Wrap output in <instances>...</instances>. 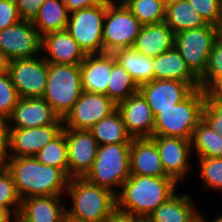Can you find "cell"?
Here are the masks:
<instances>
[{"label": "cell", "instance_id": "53", "mask_svg": "<svg viewBox=\"0 0 222 222\" xmlns=\"http://www.w3.org/2000/svg\"><path fill=\"white\" fill-rule=\"evenodd\" d=\"M63 222H75V221H72L70 219H68L67 217L63 220Z\"/></svg>", "mask_w": 222, "mask_h": 222}, {"label": "cell", "instance_id": "5", "mask_svg": "<svg viewBox=\"0 0 222 222\" xmlns=\"http://www.w3.org/2000/svg\"><path fill=\"white\" fill-rule=\"evenodd\" d=\"M130 146L131 143L100 145L92 167L84 178L117 194L114 187H122L131 175Z\"/></svg>", "mask_w": 222, "mask_h": 222}, {"label": "cell", "instance_id": "37", "mask_svg": "<svg viewBox=\"0 0 222 222\" xmlns=\"http://www.w3.org/2000/svg\"><path fill=\"white\" fill-rule=\"evenodd\" d=\"M19 96L8 72L0 74V115L8 119Z\"/></svg>", "mask_w": 222, "mask_h": 222}, {"label": "cell", "instance_id": "42", "mask_svg": "<svg viewBox=\"0 0 222 222\" xmlns=\"http://www.w3.org/2000/svg\"><path fill=\"white\" fill-rule=\"evenodd\" d=\"M8 139V120L0 115V167H5L6 160L9 158Z\"/></svg>", "mask_w": 222, "mask_h": 222}, {"label": "cell", "instance_id": "51", "mask_svg": "<svg viewBox=\"0 0 222 222\" xmlns=\"http://www.w3.org/2000/svg\"><path fill=\"white\" fill-rule=\"evenodd\" d=\"M199 222H207V221L204 220L203 217H201L200 214H199ZM212 222H222V215L219 216L218 218H215L214 221L212 220Z\"/></svg>", "mask_w": 222, "mask_h": 222}, {"label": "cell", "instance_id": "22", "mask_svg": "<svg viewBox=\"0 0 222 222\" xmlns=\"http://www.w3.org/2000/svg\"><path fill=\"white\" fill-rule=\"evenodd\" d=\"M129 163L131 174L152 177L167 176L157 146L151 138H133Z\"/></svg>", "mask_w": 222, "mask_h": 222}, {"label": "cell", "instance_id": "32", "mask_svg": "<svg viewBox=\"0 0 222 222\" xmlns=\"http://www.w3.org/2000/svg\"><path fill=\"white\" fill-rule=\"evenodd\" d=\"M34 157L43 165L60 168L68 175V155L65 131L63 130Z\"/></svg>", "mask_w": 222, "mask_h": 222}, {"label": "cell", "instance_id": "46", "mask_svg": "<svg viewBox=\"0 0 222 222\" xmlns=\"http://www.w3.org/2000/svg\"><path fill=\"white\" fill-rule=\"evenodd\" d=\"M12 213L14 215V211L0 205V222H11L10 220L13 218Z\"/></svg>", "mask_w": 222, "mask_h": 222}, {"label": "cell", "instance_id": "10", "mask_svg": "<svg viewBox=\"0 0 222 222\" xmlns=\"http://www.w3.org/2000/svg\"><path fill=\"white\" fill-rule=\"evenodd\" d=\"M8 73L19 98L43 97L48 78V63L44 58L11 60Z\"/></svg>", "mask_w": 222, "mask_h": 222}, {"label": "cell", "instance_id": "45", "mask_svg": "<svg viewBox=\"0 0 222 222\" xmlns=\"http://www.w3.org/2000/svg\"><path fill=\"white\" fill-rule=\"evenodd\" d=\"M206 92L222 102V76Z\"/></svg>", "mask_w": 222, "mask_h": 222}, {"label": "cell", "instance_id": "12", "mask_svg": "<svg viewBox=\"0 0 222 222\" xmlns=\"http://www.w3.org/2000/svg\"><path fill=\"white\" fill-rule=\"evenodd\" d=\"M117 109L108 96L83 91L72 110L63 119V128L89 130Z\"/></svg>", "mask_w": 222, "mask_h": 222}, {"label": "cell", "instance_id": "7", "mask_svg": "<svg viewBox=\"0 0 222 222\" xmlns=\"http://www.w3.org/2000/svg\"><path fill=\"white\" fill-rule=\"evenodd\" d=\"M140 21L127 9L106 0L103 22V53L132 48L141 28Z\"/></svg>", "mask_w": 222, "mask_h": 222}, {"label": "cell", "instance_id": "20", "mask_svg": "<svg viewBox=\"0 0 222 222\" xmlns=\"http://www.w3.org/2000/svg\"><path fill=\"white\" fill-rule=\"evenodd\" d=\"M49 56L44 59L49 64H80L86 57L76 40L67 30L47 33L42 37V50Z\"/></svg>", "mask_w": 222, "mask_h": 222}, {"label": "cell", "instance_id": "38", "mask_svg": "<svg viewBox=\"0 0 222 222\" xmlns=\"http://www.w3.org/2000/svg\"><path fill=\"white\" fill-rule=\"evenodd\" d=\"M204 100L202 119L222 137V102L206 91H204Z\"/></svg>", "mask_w": 222, "mask_h": 222}, {"label": "cell", "instance_id": "14", "mask_svg": "<svg viewBox=\"0 0 222 222\" xmlns=\"http://www.w3.org/2000/svg\"><path fill=\"white\" fill-rule=\"evenodd\" d=\"M63 119L58 123L26 129H9V157L35 156L63 131Z\"/></svg>", "mask_w": 222, "mask_h": 222}, {"label": "cell", "instance_id": "28", "mask_svg": "<svg viewBox=\"0 0 222 222\" xmlns=\"http://www.w3.org/2000/svg\"><path fill=\"white\" fill-rule=\"evenodd\" d=\"M98 145L131 143L133 138L127 132L121 113L116 109L89 129Z\"/></svg>", "mask_w": 222, "mask_h": 222}, {"label": "cell", "instance_id": "15", "mask_svg": "<svg viewBox=\"0 0 222 222\" xmlns=\"http://www.w3.org/2000/svg\"><path fill=\"white\" fill-rule=\"evenodd\" d=\"M150 106L153 115L187 99L195 89L179 80H155L144 83L138 90Z\"/></svg>", "mask_w": 222, "mask_h": 222}, {"label": "cell", "instance_id": "29", "mask_svg": "<svg viewBox=\"0 0 222 222\" xmlns=\"http://www.w3.org/2000/svg\"><path fill=\"white\" fill-rule=\"evenodd\" d=\"M164 22L175 34L183 30L207 25L198 11L187 0L166 6Z\"/></svg>", "mask_w": 222, "mask_h": 222}, {"label": "cell", "instance_id": "35", "mask_svg": "<svg viewBox=\"0 0 222 222\" xmlns=\"http://www.w3.org/2000/svg\"><path fill=\"white\" fill-rule=\"evenodd\" d=\"M0 205L14 209V222H17V216L21 207V198L19 197L10 172L5 167H0ZM13 206H15L13 208ZM12 207V208H11Z\"/></svg>", "mask_w": 222, "mask_h": 222}, {"label": "cell", "instance_id": "44", "mask_svg": "<svg viewBox=\"0 0 222 222\" xmlns=\"http://www.w3.org/2000/svg\"><path fill=\"white\" fill-rule=\"evenodd\" d=\"M104 222H136V216L118 211L117 209Z\"/></svg>", "mask_w": 222, "mask_h": 222}, {"label": "cell", "instance_id": "50", "mask_svg": "<svg viewBox=\"0 0 222 222\" xmlns=\"http://www.w3.org/2000/svg\"><path fill=\"white\" fill-rule=\"evenodd\" d=\"M162 1H163L164 5L166 7V6H169L171 4H174V3H177V2H180V1H183V0H162Z\"/></svg>", "mask_w": 222, "mask_h": 222}, {"label": "cell", "instance_id": "47", "mask_svg": "<svg viewBox=\"0 0 222 222\" xmlns=\"http://www.w3.org/2000/svg\"><path fill=\"white\" fill-rule=\"evenodd\" d=\"M10 60L0 50V74L8 72Z\"/></svg>", "mask_w": 222, "mask_h": 222}, {"label": "cell", "instance_id": "33", "mask_svg": "<svg viewBox=\"0 0 222 222\" xmlns=\"http://www.w3.org/2000/svg\"><path fill=\"white\" fill-rule=\"evenodd\" d=\"M126 7L142 25L160 23L165 19L166 7L162 0H135Z\"/></svg>", "mask_w": 222, "mask_h": 222}, {"label": "cell", "instance_id": "16", "mask_svg": "<svg viewBox=\"0 0 222 222\" xmlns=\"http://www.w3.org/2000/svg\"><path fill=\"white\" fill-rule=\"evenodd\" d=\"M165 174L171 177L177 184L183 180L188 171V159L191 155V140L179 137H166L153 135Z\"/></svg>", "mask_w": 222, "mask_h": 222}, {"label": "cell", "instance_id": "6", "mask_svg": "<svg viewBox=\"0 0 222 222\" xmlns=\"http://www.w3.org/2000/svg\"><path fill=\"white\" fill-rule=\"evenodd\" d=\"M80 64H49L43 99L64 119L82 93Z\"/></svg>", "mask_w": 222, "mask_h": 222}, {"label": "cell", "instance_id": "27", "mask_svg": "<svg viewBox=\"0 0 222 222\" xmlns=\"http://www.w3.org/2000/svg\"><path fill=\"white\" fill-rule=\"evenodd\" d=\"M112 54L138 86L154 79L153 58L144 56L133 48L119 49Z\"/></svg>", "mask_w": 222, "mask_h": 222}, {"label": "cell", "instance_id": "21", "mask_svg": "<svg viewBox=\"0 0 222 222\" xmlns=\"http://www.w3.org/2000/svg\"><path fill=\"white\" fill-rule=\"evenodd\" d=\"M112 71V53L89 54L80 63L82 91L104 94Z\"/></svg>", "mask_w": 222, "mask_h": 222}, {"label": "cell", "instance_id": "30", "mask_svg": "<svg viewBox=\"0 0 222 222\" xmlns=\"http://www.w3.org/2000/svg\"><path fill=\"white\" fill-rule=\"evenodd\" d=\"M199 158H222V137L202 119L195 127L191 139Z\"/></svg>", "mask_w": 222, "mask_h": 222}, {"label": "cell", "instance_id": "3", "mask_svg": "<svg viewBox=\"0 0 222 222\" xmlns=\"http://www.w3.org/2000/svg\"><path fill=\"white\" fill-rule=\"evenodd\" d=\"M73 206L66 217L75 222H104L116 210V194L84 177L70 178L68 187Z\"/></svg>", "mask_w": 222, "mask_h": 222}, {"label": "cell", "instance_id": "2", "mask_svg": "<svg viewBox=\"0 0 222 222\" xmlns=\"http://www.w3.org/2000/svg\"><path fill=\"white\" fill-rule=\"evenodd\" d=\"M176 187L169 176L131 174L116 194V209L136 217H149L175 193Z\"/></svg>", "mask_w": 222, "mask_h": 222}, {"label": "cell", "instance_id": "11", "mask_svg": "<svg viewBox=\"0 0 222 222\" xmlns=\"http://www.w3.org/2000/svg\"><path fill=\"white\" fill-rule=\"evenodd\" d=\"M0 50L10 61L33 58L42 51V36L31 20L22 19L0 31Z\"/></svg>", "mask_w": 222, "mask_h": 222}, {"label": "cell", "instance_id": "36", "mask_svg": "<svg viewBox=\"0 0 222 222\" xmlns=\"http://www.w3.org/2000/svg\"><path fill=\"white\" fill-rule=\"evenodd\" d=\"M199 162L205 186L222 192V158H199Z\"/></svg>", "mask_w": 222, "mask_h": 222}, {"label": "cell", "instance_id": "48", "mask_svg": "<svg viewBox=\"0 0 222 222\" xmlns=\"http://www.w3.org/2000/svg\"><path fill=\"white\" fill-rule=\"evenodd\" d=\"M217 37L222 40V18L217 25Z\"/></svg>", "mask_w": 222, "mask_h": 222}, {"label": "cell", "instance_id": "13", "mask_svg": "<svg viewBox=\"0 0 222 222\" xmlns=\"http://www.w3.org/2000/svg\"><path fill=\"white\" fill-rule=\"evenodd\" d=\"M63 130L67 141L68 176L84 177L92 167L99 145L89 130Z\"/></svg>", "mask_w": 222, "mask_h": 222}, {"label": "cell", "instance_id": "40", "mask_svg": "<svg viewBox=\"0 0 222 222\" xmlns=\"http://www.w3.org/2000/svg\"><path fill=\"white\" fill-rule=\"evenodd\" d=\"M21 19L15 0H0V31L18 23Z\"/></svg>", "mask_w": 222, "mask_h": 222}, {"label": "cell", "instance_id": "24", "mask_svg": "<svg viewBox=\"0 0 222 222\" xmlns=\"http://www.w3.org/2000/svg\"><path fill=\"white\" fill-rule=\"evenodd\" d=\"M155 80H179L200 88L199 79L186 66L185 60L174 47L153 58Z\"/></svg>", "mask_w": 222, "mask_h": 222}, {"label": "cell", "instance_id": "17", "mask_svg": "<svg viewBox=\"0 0 222 222\" xmlns=\"http://www.w3.org/2000/svg\"><path fill=\"white\" fill-rule=\"evenodd\" d=\"M7 120L8 129H26L58 123L61 118L42 97H34L19 98Z\"/></svg>", "mask_w": 222, "mask_h": 222}, {"label": "cell", "instance_id": "19", "mask_svg": "<svg viewBox=\"0 0 222 222\" xmlns=\"http://www.w3.org/2000/svg\"><path fill=\"white\" fill-rule=\"evenodd\" d=\"M61 195L32 196L21 199L17 222H63L66 208Z\"/></svg>", "mask_w": 222, "mask_h": 222}, {"label": "cell", "instance_id": "4", "mask_svg": "<svg viewBox=\"0 0 222 222\" xmlns=\"http://www.w3.org/2000/svg\"><path fill=\"white\" fill-rule=\"evenodd\" d=\"M204 105V91L196 89L184 101L155 116L153 135L191 140L195 127L202 120Z\"/></svg>", "mask_w": 222, "mask_h": 222}, {"label": "cell", "instance_id": "1", "mask_svg": "<svg viewBox=\"0 0 222 222\" xmlns=\"http://www.w3.org/2000/svg\"><path fill=\"white\" fill-rule=\"evenodd\" d=\"M5 168L10 172L21 199L62 195L70 180L62 169L43 165L34 156L9 157Z\"/></svg>", "mask_w": 222, "mask_h": 222}, {"label": "cell", "instance_id": "43", "mask_svg": "<svg viewBox=\"0 0 222 222\" xmlns=\"http://www.w3.org/2000/svg\"><path fill=\"white\" fill-rule=\"evenodd\" d=\"M103 1L104 0H63V3L67 7L69 13H72L80 9L99 5Z\"/></svg>", "mask_w": 222, "mask_h": 222}, {"label": "cell", "instance_id": "39", "mask_svg": "<svg viewBox=\"0 0 222 222\" xmlns=\"http://www.w3.org/2000/svg\"><path fill=\"white\" fill-rule=\"evenodd\" d=\"M207 24L217 26L222 18L221 0H187Z\"/></svg>", "mask_w": 222, "mask_h": 222}, {"label": "cell", "instance_id": "41", "mask_svg": "<svg viewBox=\"0 0 222 222\" xmlns=\"http://www.w3.org/2000/svg\"><path fill=\"white\" fill-rule=\"evenodd\" d=\"M45 0H15L18 13L23 20H33L39 11V6Z\"/></svg>", "mask_w": 222, "mask_h": 222}, {"label": "cell", "instance_id": "52", "mask_svg": "<svg viewBox=\"0 0 222 222\" xmlns=\"http://www.w3.org/2000/svg\"><path fill=\"white\" fill-rule=\"evenodd\" d=\"M136 222H152L148 217H136Z\"/></svg>", "mask_w": 222, "mask_h": 222}, {"label": "cell", "instance_id": "31", "mask_svg": "<svg viewBox=\"0 0 222 222\" xmlns=\"http://www.w3.org/2000/svg\"><path fill=\"white\" fill-rule=\"evenodd\" d=\"M139 86L132 76L121 67L112 54V71L107 86V96L115 103L126 100L130 95L137 93Z\"/></svg>", "mask_w": 222, "mask_h": 222}, {"label": "cell", "instance_id": "9", "mask_svg": "<svg viewBox=\"0 0 222 222\" xmlns=\"http://www.w3.org/2000/svg\"><path fill=\"white\" fill-rule=\"evenodd\" d=\"M69 15L67 32L86 55L103 53V22L106 0L101 4L80 9Z\"/></svg>", "mask_w": 222, "mask_h": 222}, {"label": "cell", "instance_id": "49", "mask_svg": "<svg viewBox=\"0 0 222 222\" xmlns=\"http://www.w3.org/2000/svg\"><path fill=\"white\" fill-rule=\"evenodd\" d=\"M133 1L135 0H122V1L117 0V3H119L117 6L126 7L128 4L132 3Z\"/></svg>", "mask_w": 222, "mask_h": 222}, {"label": "cell", "instance_id": "23", "mask_svg": "<svg viewBox=\"0 0 222 222\" xmlns=\"http://www.w3.org/2000/svg\"><path fill=\"white\" fill-rule=\"evenodd\" d=\"M175 33L163 21L143 25L132 48L144 56L154 58L174 47Z\"/></svg>", "mask_w": 222, "mask_h": 222}, {"label": "cell", "instance_id": "18", "mask_svg": "<svg viewBox=\"0 0 222 222\" xmlns=\"http://www.w3.org/2000/svg\"><path fill=\"white\" fill-rule=\"evenodd\" d=\"M117 110L121 113L127 132L132 138L153 136L155 116L139 91L118 103Z\"/></svg>", "mask_w": 222, "mask_h": 222}, {"label": "cell", "instance_id": "25", "mask_svg": "<svg viewBox=\"0 0 222 222\" xmlns=\"http://www.w3.org/2000/svg\"><path fill=\"white\" fill-rule=\"evenodd\" d=\"M152 222H199V213L188 194L176 192L148 217Z\"/></svg>", "mask_w": 222, "mask_h": 222}, {"label": "cell", "instance_id": "34", "mask_svg": "<svg viewBox=\"0 0 222 222\" xmlns=\"http://www.w3.org/2000/svg\"><path fill=\"white\" fill-rule=\"evenodd\" d=\"M222 76V40L215 39L205 73L199 78L200 88L207 91Z\"/></svg>", "mask_w": 222, "mask_h": 222}, {"label": "cell", "instance_id": "8", "mask_svg": "<svg viewBox=\"0 0 222 222\" xmlns=\"http://www.w3.org/2000/svg\"><path fill=\"white\" fill-rule=\"evenodd\" d=\"M217 38V26L187 29L175 34L174 46L186 66L199 79L206 71L209 54Z\"/></svg>", "mask_w": 222, "mask_h": 222}, {"label": "cell", "instance_id": "26", "mask_svg": "<svg viewBox=\"0 0 222 222\" xmlns=\"http://www.w3.org/2000/svg\"><path fill=\"white\" fill-rule=\"evenodd\" d=\"M69 15L63 0H45L32 23L43 37L47 33L66 30Z\"/></svg>", "mask_w": 222, "mask_h": 222}]
</instances>
